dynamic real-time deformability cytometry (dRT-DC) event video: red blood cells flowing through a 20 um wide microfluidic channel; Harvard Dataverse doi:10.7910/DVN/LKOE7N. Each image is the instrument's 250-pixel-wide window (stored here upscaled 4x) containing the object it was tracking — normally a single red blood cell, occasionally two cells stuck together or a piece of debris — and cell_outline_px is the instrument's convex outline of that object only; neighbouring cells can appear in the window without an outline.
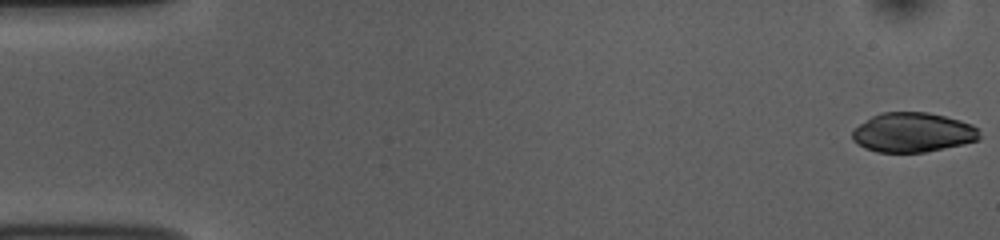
{"species": "common noctule bat (a hibernating species)", "species_latin": "Nyctalus noctula", "temperature_condition": "room temperature", "stored_images_in_passage": 53, "camera_frame_rate_fps": 3000, "um_per_image_px": 0.085, "animal": {"sex": "female", "body_mass_g": 10.0, "forearm_length_mm": 53.1}, "frame": {"image": 1, "passage_image": 1, "time_ms": 0.0, "image_size_px": [1000, 240], "cell_outline_px": [[980, 140], [964, 144], [924, 152], [876, 152], [864, 148], [852, 140], [852, 132], [860, 124], [872, 116], [880, 112], [928, 112], [960, 120], [972, 124], [980, 128]], "centroid_in_image_um": [77.62, 11.25], "position_along_channel_um": 7.4, "area_um2": 29.48}}